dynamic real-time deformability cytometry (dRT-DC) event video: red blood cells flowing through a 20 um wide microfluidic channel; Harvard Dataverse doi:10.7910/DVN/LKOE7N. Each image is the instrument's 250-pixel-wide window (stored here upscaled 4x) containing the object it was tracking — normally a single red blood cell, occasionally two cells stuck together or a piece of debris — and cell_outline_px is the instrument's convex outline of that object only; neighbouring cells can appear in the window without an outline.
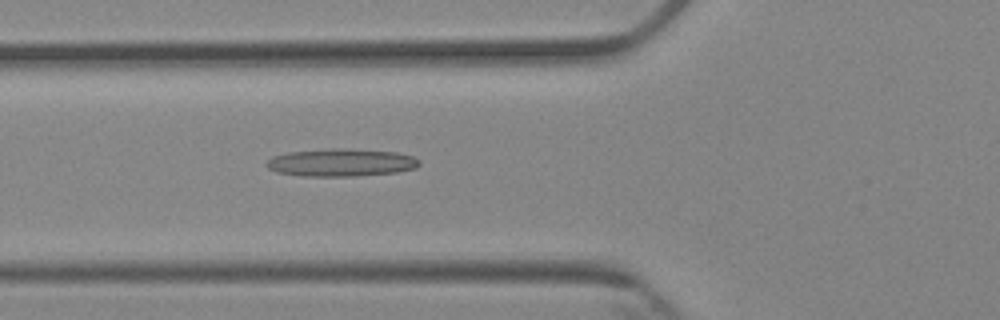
{"species": "Egyptian fruit bat (a non-hibernating species)", "species_latin": "Rousettus aegyptiacus", "temperature_condition": "cold", "stored_images_in_passage": 6, "camera_frame_rate_fps": 3000, "um_per_image_px": 0.085, "animal": {"sex": "female"}, "frame": {"image": 1, "passage_image": 6, "time_ms": 6.0, "image_size_px": [1000, 320], "cell_outline_px": [[420, 164], [416, 168], [396, 172], [356, 176], [300, 176], [276, 172], [268, 168], [268, 160], [272, 156], [288, 152], [332, 148], [340, 148], [396, 152], [412, 156], [420, 160]], "centroid_in_image_um": [29.0, 13.82], "position_along_channel_um": 96.8, "area_um2": 24.62}}